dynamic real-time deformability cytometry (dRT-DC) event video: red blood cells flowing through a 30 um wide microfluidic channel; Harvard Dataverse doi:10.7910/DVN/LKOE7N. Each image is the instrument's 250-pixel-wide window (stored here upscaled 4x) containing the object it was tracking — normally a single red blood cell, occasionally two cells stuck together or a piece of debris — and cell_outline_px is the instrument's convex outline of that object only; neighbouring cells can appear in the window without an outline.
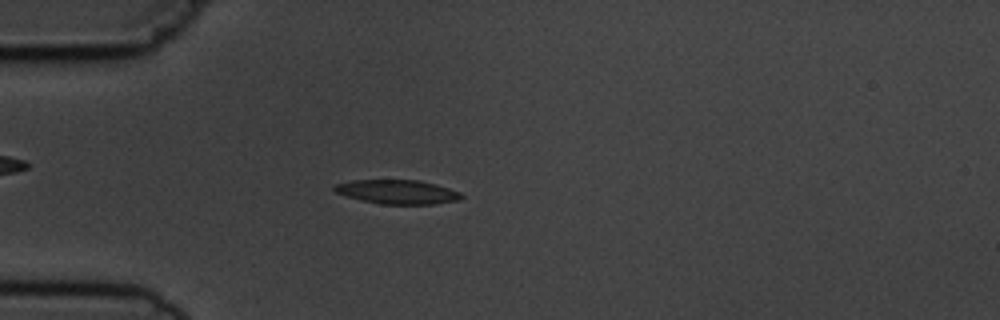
{"species": "common noctule bat (a hibernating species)", "species_latin": "Nyctalus noctula", "temperature_condition": "cold", "stored_images_in_passage": 5, "camera_frame_rate_fps": 3000, "um_per_image_px": 0.085, "animal": {"sex": "male", "body_mass_g": 19.5, "forearm_length_mm": 54.6}, "frame": {"image": 1, "passage_image": 4, "time_ms": 3.333, "image_size_px": [1000, 320], "cell_outline_px": [[464, 196], [460, 200], [432, 204], [380, 204], [360, 200], [336, 192], [332, 188], [332, 184], [352, 180], [420, 180], [436, 184], [460, 192]], "centroid_in_image_um": [33.76, 16.3], "position_along_channel_um": 51.2, "area_um2": 17.92}}